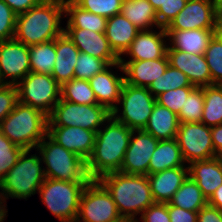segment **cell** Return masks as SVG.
Here are the masks:
<instances>
[{
	"label": "cell",
	"instance_id": "obj_13",
	"mask_svg": "<svg viewBox=\"0 0 222 222\" xmlns=\"http://www.w3.org/2000/svg\"><path fill=\"white\" fill-rule=\"evenodd\" d=\"M29 59L30 54L29 47L27 45L18 42L15 39L1 41L0 79L3 84L17 85L18 82L30 73L31 69Z\"/></svg>",
	"mask_w": 222,
	"mask_h": 222
},
{
	"label": "cell",
	"instance_id": "obj_46",
	"mask_svg": "<svg viewBox=\"0 0 222 222\" xmlns=\"http://www.w3.org/2000/svg\"><path fill=\"white\" fill-rule=\"evenodd\" d=\"M170 222H197L198 212L182 209L168 203Z\"/></svg>",
	"mask_w": 222,
	"mask_h": 222
},
{
	"label": "cell",
	"instance_id": "obj_5",
	"mask_svg": "<svg viewBox=\"0 0 222 222\" xmlns=\"http://www.w3.org/2000/svg\"><path fill=\"white\" fill-rule=\"evenodd\" d=\"M48 141H47V140ZM43 167L45 178L70 181L89 182L91 179L86 168V161L46 135L36 146Z\"/></svg>",
	"mask_w": 222,
	"mask_h": 222
},
{
	"label": "cell",
	"instance_id": "obj_32",
	"mask_svg": "<svg viewBox=\"0 0 222 222\" xmlns=\"http://www.w3.org/2000/svg\"><path fill=\"white\" fill-rule=\"evenodd\" d=\"M31 72L51 75L56 60V39L29 47Z\"/></svg>",
	"mask_w": 222,
	"mask_h": 222
},
{
	"label": "cell",
	"instance_id": "obj_22",
	"mask_svg": "<svg viewBox=\"0 0 222 222\" xmlns=\"http://www.w3.org/2000/svg\"><path fill=\"white\" fill-rule=\"evenodd\" d=\"M188 166V176L197 183L203 196L209 200L222 184V158L195 161Z\"/></svg>",
	"mask_w": 222,
	"mask_h": 222
},
{
	"label": "cell",
	"instance_id": "obj_51",
	"mask_svg": "<svg viewBox=\"0 0 222 222\" xmlns=\"http://www.w3.org/2000/svg\"><path fill=\"white\" fill-rule=\"evenodd\" d=\"M208 204L222 211V184L215 190L208 200Z\"/></svg>",
	"mask_w": 222,
	"mask_h": 222
},
{
	"label": "cell",
	"instance_id": "obj_15",
	"mask_svg": "<svg viewBox=\"0 0 222 222\" xmlns=\"http://www.w3.org/2000/svg\"><path fill=\"white\" fill-rule=\"evenodd\" d=\"M215 7L214 0H188L165 30L214 29Z\"/></svg>",
	"mask_w": 222,
	"mask_h": 222
},
{
	"label": "cell",
	"instance_id": "obj_42",
	"mask_svg": "<svg viewBox=\"0 0 222 222\" xmlns=\"http://www.w3.org/2000/svg\"><path fill=\"white\" fill-rule=\"evenodd\" d=\"M17 14L0 0V42L14 39Z\"/></svg>",
	"mask_w": 222,
	"mask_h": 222
},
{
	"label": "cell",
	"instance_id": "obj_29",
	"mask_svg": "<svg viewBox=\"0 0 222 222\" xmlns=\"http://www.w3.org/2000/svg\"><path fill=\"white\" fill-rule=\"evenodd\" d=\"M121 14L140 30L160 28L154 7L148 0H123Z\"/></svg>",
	"mask_w": 222,
	"mask_h": 222
},
{
	"label": "cell",
	"instance_id": "obj_55",
	"mask_svg": "<svg viewBox=\"0 0 222 222\" xmlns=\"http://www.w3.org/2000/svg\"><path fill=\"white\" fill-rule=\"evenodd\" d=\"M118 222H133V221H130L128 219H122L121 221H118Z\"/></svg>",
	"mask_w": 222,
	"mask_h": 222
},
{
	"label": "cell",
	"instance_id": "obj_34",
	"mask_svg": "<svg viewBox=\"0 0 222 222\" xmlns=\"http://www.w3.org/2000/svg\"><path fill=\"white\" fill-rule=\"evenodd\" d=\"M61 98L76 104H98L88 80L73 78L61 86Z\"/></svg>",
	"mask_w": 222,
	"mask_h": 222
},
{
	"label": "cell",
	"instance_id": "obj_39",
	"mask_svg": "<svg viewBox=\"0 0 222 222\" xmlns=\"http://www.w3.org/2000/svg\"><path fill=\"white\" fill-rule=\"evenodd\" d=\"M123 0H76L75 4L85 11L111 18L121 13Z\"/></svg>",
	"mask_w": 222,
	"mask_h": 222
},
{
	"label": "cell",
	"instance_id": "obj_52",
	"mask_svg": "<svg viewBox=\"0 0 222 222\" xmlns=\"http://www.w3.org/2000/svg\"><path fill=\"white\" fill-rule=\"evenodd\" d=\"M4 202L6 203V197L0 193V222H4V219L6 218V214L8 212L6 209V205L3 204Z\"/></svg>",
	"mask_w": 222,
	"mask_h": 222
},
{
	"label": "cell",
	"instance_id": "obj_45",
	"mask_svg": "<svg viewBox=\"0 0 222 222\" xmlns=\"http://www.w3.org/2000/svg\"><path fill=\"white\" fill-rule=\"evenodd\" d=\"M139 219L142 222H170L168 203H154L150 205Z\"/></svg>",
	"mask_w": 222,
	"mask_h": 222
},
{
	"label": "cell",
	"instance_id": "obj_47",
	"mask_svg": "<svg viewBox=\"0 0 222 222\" xmlns=\"http://www.w3.org/2000/svg\"><path fill=\"white\" fill-rule=\"evenodd\" d=\"M197 222H222V211L207 204L198 211Z\"/></svg>",
	"mask_w": 222,
	"mask_h": 222
},
{
	"label": "cell",
	"instance_id": "obj_30",
	"mask_svg": "<svg viewBox=\"0 0 222 222\" xmlns=\"http://www.w3.org/2000/svg\"><path fill=\"white\" fill-rule=\"evenodd\" d=\"M65 17L69 16L66 28L88 29L96 33H105L107 18L85 11L75 3L65 6Z\"/></svg>",
	"mask_w": 222,
	"mask_h": 222
},
{
	"label": "cell",
	"instance_id": "obj_40",
	"mask_svg": "<svg viewBox=\"0 0 222 222\" xmlns=\"http://www.w3.org/2000/svg\"><path fill=\"white\" fill-rule=\"evenodd\" d=\"M23 150L0 132V182L18 161Z\"/></svg>",
	"mask_w": 222,
	"mask_h": 222
},
{
	"label": "cell",
	"instance_id": "obj_14",
	"mask_svg": "<svg viewBox=\"0 0 222 222\" xmlns=\"http://www.w3.org/2000/svg\"><path fill=\"white\" fill-rule=\"evenodd\" d=\"M158 142V139H155L144 129L133 130L120 172L125 174L148 175L150 159Z\"/></svg>",
	"mask_w": 222,
	"mask_h": 222
},
{
	"label": "cell",
	"instance_id": "obj_7",
	"mask_svg": "<svg viewBox=\"0 0 222 222\" xmlns=\"http://www.w3.org/2000/svg\"><path fill=\"white\" fill-rule=\"evenodd\" d=\"M87 183L45 178L38 192L41 202L60 222H76L81 194Z\"/></svg>",
	"mask_w": 222,
	"mask_h": 222
},
{
	"label": "cell",
	"instance_id": "obj_1",
	"mask_svg": "<svg viewBox=\"0 0 222 222\" xmlns=\"http://www.w3.org/2000/svg\"><path fill=\"white\" fill-rule=\"evenodd\" d=\"M103 128L98 130L92 154L86 161L91 180L120 171L133 131L112 115Z\"/></svg>",
	"mask_w": 222,
	"mask_h": 222
},
{
	"label": "cell",
	"instance_id": "obj_35",
	"mask_svg": "<svg viewBox=\"0 0 222 222\" xmlns=\"http://www.w3.org/2000/svg\"><path fill=\"white\" fill-rule=\"evenodd\" d=\"M183 87L195 86L182 71L169 65L167 70L149 85L148 90L156 98L163 92Z\"/></svg>",
	"mask_w": 222,
	"mask_h": 222
},
{
	"label": "cell",
	"instance_id": "obj_37",
	"mask_svg": "<svg viewBox=\"0 0 222 222\" xmlns=\"http://www.w3.org/2000/svg\"><path fill=\"white\" fill-rule=\"evenodd\" d=\"M213 85H222V40L213 36L204 52Z\"/></svg>",
	"mask_w": 222,
	"mask_h": 222
},
{
	"label": "cell",
	"instance_id": "obj_24",
	"mask_svg": "<svg viewBox=\"0 0 222 222\" xmlns=\"http://www.w3.org/2000/svg\"><path fill=\"white\" fill-rule=\"evenodd\" d=\"M79 53L65 32L56 38V60L51 75L61 86L75 78L74 70Z\"/></svg>",
	"mask_w": 222,
	"mask_h": 222
},
{
	"label": "cell",
	"instance_id": "obj_8",
	"mask_svg": "<svg viewBox=\"0 0 222 222\" xmlns=\"http://www.w3.org/2000/svg\"><path fill=\"white\" fill-rule=\"evenodd\" d=\"M111 115L102 105L76 104L61 98L48 116L47 126H76L98 132Z\"/></svg>",
	"mask_w": 222,
	"mask_h": 222
},
{
	"label": "cell",
	"instance_id": "obj_2",
	"mask_svg": "<svg viewBox=\"0 0 222 222\" xmlns=\"http://www.w3.org/2000/svg\"><path fill=\"white\" fill-rule=\"evenodd\" d=\"M98 181L110 193L123 219L135 222L138 214L155 203L147 175L118 171L103 175Z\"/></svg>",
	"mask_w": 222,
	"mask_h": 222
},
{
	"label": "cell",
	"instance_id": "obj_11",
	"mask_svg": "<svg viewBox=\"0 0 222 222\" xmlns=\"http://www.w3.org/2000/svg\"><path fill=\"white\" fill-rule=\"evenodd\" d=\"M122 219L107 189L98 180H90L81 194L76 222H118Z\"/></svg>",
	"mask_w": 222,
	"mask_h": 222
},
{
	"label": "cell",
	"instance_id": "obj_6",
	"mask_svg": "<svg viewBox=\"0 0 222 222\" xmlns=\"http://www.w3.org/2000/svg\"><path fill=\"white\" fill-rule=\"evenodd\" d=\"M30 149H24L18 161L8 171L0 182L1 194L8 199H27L36 194L44 183L45 175L42 168V160L36 154L31 156Z\"/></svg>",
	"mask_w": 222,
	"mask_h": 222
},
{
	"label": "cell",
	"instance_id": "obj_38",
	"mask_svg": "<svg viewBox=\"0 0 222 222\" xmlns=\"http://www.w3.org/2000/svg\"><path fill=\"white\" fill-rule=\"evenodd\" d=\"M108 66L105 60L80 52L75 64V78L89 81Z\"/></svg>",
	"mask_w": 222,
	"mask_h": 222
},
{
	"label": "cell",
	"instance_id": "obj_36",
	"mask_svg": "<svg viewBox=\"0 0 222 222\" xmlns=\"http://www.w3.org/2000/svg\"><path fill=\"white\" fill-rule=\"evenodd\" d=\"M204 105L203 87H195L178 114L180 123L201 122Z\"/></svg>",
	"mask_w": 222,
	"mask_h": 222
},
{
	"label": "cell",
	"instance_id": "obj_4",
	"mask_svg": "<svg viewBox=\"0 0 222 222\" xmlns=\"http://www.w3.org/2000/svg\"><path fill=\"white\" fill-rule=\"evenodd\" d=\"M47 123L48 116L41 110L18 101L0 123V132L15 145L32 150L47 135Z\"/></svg>",
	"mask_w": 222,
	"mask_h": 222
},
{
	"label": "cell",
	"instance_id": "obj_21",
	"mask_svg": "<svg viewBox=\"0 0 222 222\" xmlns=\"http://www.w3.org/2000/svg\"><path fill=\"white\" fill-rule=\"evenodd\" d=\"M125 73L127 84L146 87L158 79L168 68L167 54L163 58L155 60L126 61L122 57L119 60Z\"/></svg>",
	"mask_w": 222,
	"mask_h": 222
},
{
	"label": "cell",
	"instance_id": "obj_26",
	"mask_svg": "<svg viewBox=\"0 0 222 222\" xmlns=\"http://www.w3.org/2000/svg\"><path fill=\"white\" fill-rule=\"evenodd\" d=\"M140 31L121 13L107 19L105 35L114 53L120 58Z\"/></svg>",
	"mask_w": 222,
	"mask_h": 222
},
{
	"label": "cell",
	"instance_id": "obj_19",
	"mask_svg": "<svg viewBox=\"0 0 222 222\" xmlns=\"http://www.w3.org/2000/svg\"><path fill=\"white\" fill-rule=\"evenodd\" d=\"M64 32L80 52L105 60L109 65L119 63L120 58L111 49L105 33L80 28H65Z\"/></svg>",
	"mask_w": 222,
	"mask_h": 222
},
{
	"label": "cell",
	"instance_id": "obj_18",
	"mask_svg": "<svg viewBox=\"0 0 222 222\" xmlns=\"http://www.w3.org/2000/svg\"><path fill=\"white\" fill-rule=\"evenodd\" d=\"M169 65L182 71L195 87L213 85L204 54L167 49Z\"/></svg>",
	"mask_w": 222,
	"mask_h": 222
},
{
	"label": "cell",
	"instance_id": "obj_43",
	"mask_svg": "<svg viewBox=\"0 0 222 222\" xmlns=\"http://www.w3.org/2000/svg\"><path fill=\"white\" fill-rule=\"evenodd\" d=\"M188 0H167L156 11L157 21L160 27L165 28L171 20L185 7Z\"/></svg>",
	"mask_w": 222,
	"mask_h": 222
},
{
	"label": "cell",
	"instance_id": "obj_54",
	"mask_svg": "<svg viewBox=\"0 0 222 222\" xmlns=\"http://www.w3.org/2000/svg\"><path fill=\"white\" fill-rule=\"evenodd\" d=\"M44 1H48V2H55V3H59L61 5H66V4H69V3H75L76 0H44Z\"/></svg>",
	"mask_w": 222,
	"mask_h": 222
},
{
	"label": "cell",
	"instance_id": "obj_12",
	"mask_svg": "<svg viewBox=\"0 0 222 222\" xmlns=\"http://www.w3.org/2000/svg\"><path fill=\"white\" fill-rule=\"evenodd\" d=\"M186 163L216 157L211 127L201 122L180 123L176 136Z\"/></svg>",
	"mask_w": 222,
	"mask_h": 222
},
{
	"label": "cell",
	"instance_id": "obj_17",
	"mask_svg": "<svg viewBox=\"0 0 222 222\" xmlns=\"http://www.w3.org/2000/svg\"><path fill=\"white\" fill-rule=\"evenodd\" d=\"M111 67H117L120 71L124 72L120 62L110 64L105 70L92 77L89 83L95 93L97 103L106 107L110 112L119 113L118 104L121 90L125 83V76L119 77V75H115L112 73Z\"/></svg>",
	"mask_w": 222,
	"mask_h": 222
},
{
	"label": "cell",
	"instance_id": "obj_56",
	"mask_svg": "<svg viewBox=\"0 0 222 222\" xmlns=\"http://www.w3.org/2000/svg\"><path fill=\"white\" fill-rule=\"evenodd\" d=\"M216 3H222V0H214Z\"/></svg>",
	"mask_w": 222,
	"mask_h": 222
},
{
	"label": "cell",
	"instance_id": "obj_41",
	"mask_svg": "<svg viewBox=\"0 0 222 222\" xmlns=\"http://www.w3.org/2000/svg\"><path fill=\"white\" fill-rule=\"evenodd\" d=\"M194 88L183 87L163 92L156 97V102L178 115L182 106H184L187 96Z\"/></svg>",
	"mask_w": 222,
	"mask_h": 222
},
{
	"label": "cell",
	"instance_id": "obj_31",
	"mask_svg": "<svg viewBox=\"0 0 222 222\" xmlns=\"http://www.w3.org/2000/svg\"><path fill=\"white\" fill-rule=\"evenodd\" d=\"M169 203L185 210L198 212L208 204V200L203 196L197 183L188 176Z\"/></svg>",
	"mask_w": 222,
	"mask_h": 222
},
{
	"label": "cell",
	"instance_id": "obj_27",
	"mask_svg": "<svg viewBox=\"0 0 222 222\" xmlns=\"http://www.w3.org/2000/svg\"><path fill=\"white\" fill-rule=\"evenodd\" d=\"M179 124L176 113L156 102L144 130L155 139L171 140L176 138Z\"/></svg>",
	"mask_w": 222,
	"mask_h": 222
},
{
	"label": "cell",
	"instance_id": "obj_50",
	"mask_svg": "<svg viewBox=\"0 0 222 222\" xmlns=\"http://www.w3.org/2000/svg\"><path fill=\"white\" fill-rule=\"evenodd\" d=\"M214 36L222 40V3L215 7Z\"/></svg>",
	"mask_w": 222,
	"mask_h": 222
},
{
	"label": "cell",
	"instance_id": "obj_28",
	"mask_svg": "<svg viewBox=\"0 0 222 222\" xmlns=\"http://www.w3.org/2000/svg\"><path fill=\"white\" fill-rule=\"evenodd\" d=\"M177 139L159 140L148 166V175L186 166Z\"/></svg>",
	"mask_w": 222,
	"mask_h": 222
},
{
	"label": "cell",
	"instance_id": "obj_57",
	"mask_svg": "<svg viewBox=\"0 0 222 222\" xmlns=\"http://www.w3.org/2000/svg\"><path fill=\"white\" fill-rule=\"evenodd\" d=\"M3 85H4V84H3V82H2L1 79H0V87L3 86Z\"/></svg>",
	"mask_w": 222,
	"mask_h": 222
},
{
	"label": "cell",
	"instance_id": "obj_3",
	"mask_svg": "<svg viewBox=\"0 0 222 222\" xmlns=\"http://www.w3.org/2000/svg\"><path fill=\"white\" fill-rule=\"evenodd\" d=\"M65 7L42 0L37 6L17 15L14 39L28 47L55 40L64 33L60 26Z\"/></svg>",
	"mask_w": 222,
	"mask_h": 222
},
{
	"label": "cell",
	"instance_id": "obj_25",
	"mask_svg": "<svg viewBox=\"0 0 222 222\" xmlns=\"http://www.w3.org/2000/svg\"><path fill=\"white\" fill-rule=\"evenodd\" d=\"M170 40L167 49H175L186 53L204 54L210 40L214 36V29L193 30H165Z\"/></svg>",
	"mask_w": 222,
	"mask_h": 222
},
{
	"label": "cell",
	"instance_id": "obj_49",
	"mask_svg": "<svg viewBox=\"0 0 222 222\" xmlns=\"http://www.w3.org/2000/svg\"><path fill=\"white\" fill-rule=\"evenodd\" d=\"M211 136L215 153L222 158V124L211 127Z\"/></svg>",
	"mask_w": 222,
	"mask_h": 222
},
{
	"label": "cell",
	"instance_id": "obj_23",
	"mask_svg": "<svg viewBox=\"0 0 222 222\" xmlns=\"http://www.w3.org/2000/svg\"><path fill=\"white\" fill-rule=\"evenodd\" d=\"M155 203H169L188 177V166H179L147 175Z\"/></svg>",
	"mask_w": 222,
	"mask_h": 222
},
{
	"label": "cell",
	"instance_id": "obj_44",
	"mask_svg": "<svg viewBox=\"0 0 222 222\" xmlns=\"http://www.w3.org/2000/svg\"><path fill=\"white\" fill-rule=\"evenodd\" d=\"M18 102L16 85L4 84L0 87V123L15 108Z\"/></svg>",
	"mask_w": 222,
	"mask_h": 222
},
{
	"label": "cell",
	"instance_id": "obj_9",
	"mask_svg": "<svg viewBox=\"0 0 222 222\" xmlns=\"http://www.w3.org/2000/svg\"><path fill=\"white\" fill-rule=\"evenodd\" d=\"M18 101L49 116L61 99V85L52 75L28 73L16 85Z\"/></svg>",
	"mask_w": 222,
	"mask_h": 222
},
{
	"label": "cell",
	"instance_id": "obj_33",
	"mask_svg": "<svg viewBox=\"0 0 222 222\" xmlns=\"http://www.w3.org/2000/svg\"><path fill=\"white\" fill-rule=\"evenodd\" d=\"M203 96L201 123L210 127L222 124V85L204 86Z\"/></svg>",
	"mask_w": 222,
	"mask_h": 222
},
{
	"label": "cell",
	"instance_id": "obj_16",
	"mask_svg": "<svg viewBox=\"0 0 222 222\" xmlns=\"http://www.w3.org/2000/svg\"><path fill=\"white\" fill-rule=\"evenodd\" d=\"M97 132L76 126H47V135L85 161L91 156Z\"/></svg>",
	"mask_w": 222,
	"mask_h": 222
},
{
	"label": "cell",
	"instance_id": "obj_53",
	"mask_svg": "<svg viewBox=\"0 0 222 222\" xmlns=\"http://www.w3.org/2000/svg\"><path fill=\"white\" fill-rule=\"evenodd\" d=\"M154 9L157 11L161 5H164L167 0H148Z\"/></svg>",
	"mask_w": 222,
	"mask_h": 222
},
{
	"label": "cell",
	"instance_id": "obj_20",
	"mask_svg": "<svg viewBox=\"0 0 222 222\" xmlns=\"http://www.w3.org/2000/svg\"><path fill=\"white\" fill-rule=\"evenodd\" d=\"M159 32L153 30H140L132 41L130 47L125 51L131 59L129 61L155 60L163 58L167 54L168 45L165 28L160 27Z\"/></svg>",
	"mask_w": 222,
	"mask_h": 222
},
{
	"label": "cell",
	"instance_id": "obj_48",
	"mask_svg": "<svg viewBox=\"0 0 222 222\" xmlns=\"http://www.w3.org/2000/svg\"><path fill=\"white\" fill-rule=\"evenodd\" d=\"M17 15L37 6L42 0H3Z\"/></svg>",
	"mask_w": 222,
	"mask_h": 222
},
{
	"label": "cell",
	"instance_id": "obj_10",
	"mask_svg": "<svg viewBox=\"0 0 222 222\" xmlns=\"http://www.w3.org/2000/svg\"><path fill=\"white\" fill-rule=\"evenodd\" d=\"M122 104L121 116L112 112V116L132 130L144 129L149 121L156 98L146 87L124 83L119 104Z\"/></svg>",
	"mask_w": 222,
	"mask_h": 222
}]
</instances>
